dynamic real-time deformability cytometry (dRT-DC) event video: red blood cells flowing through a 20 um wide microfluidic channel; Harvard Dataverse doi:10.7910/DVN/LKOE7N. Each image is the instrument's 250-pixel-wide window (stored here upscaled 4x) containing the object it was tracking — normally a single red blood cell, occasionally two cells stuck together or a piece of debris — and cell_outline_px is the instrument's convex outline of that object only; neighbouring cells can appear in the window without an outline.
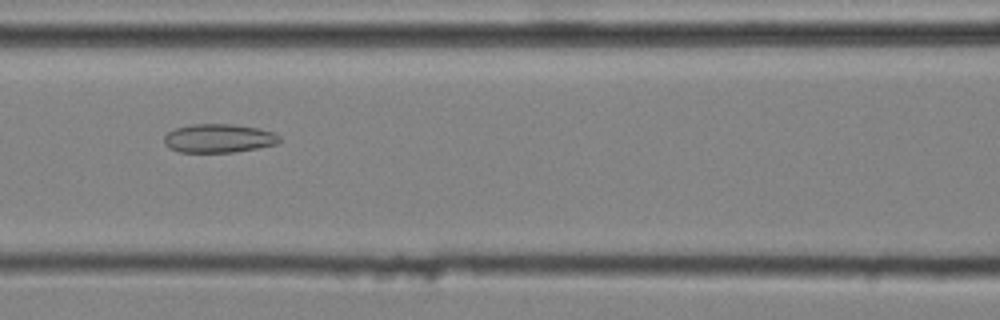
{"species": "common noctule bat (a hibernating species)", "species_latin": "Nyctalus noctula", "temperature_condition": "cold", "stored_images_in_passage": 43, "camera_frame_rate_fps": 3000, "um_per_image_px": 0.085, "animal": {"sex": "male", "body_mass_g": 20.4}, "frame": {"image": 1, "passage_image": 21, "time_ms": 6.667, "image_size_px": [1000, 320], "cell_outline_px": [[280, 140], [276, 144], [236, 152], [180, 152], [168, 148], [164, 144], [164, 136], [168, 132], [176, 128], [192, 124], [232, 124], [260, 128], [272, 132], [280, 136]], "centroid_in_image_um": [18.57, 11.75], "position_along_channel_um": 148.0, "area_um2": 19.31}}
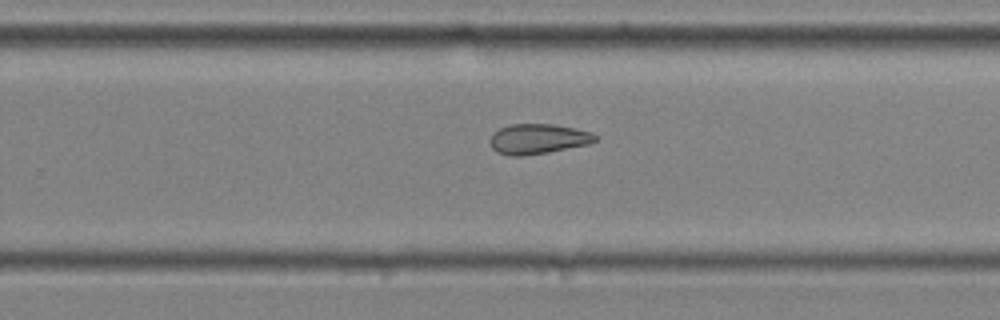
{"frame": {"image": 2, "passage_image": 31, "time_ms": 10.0, "image_size_px": [1000, 320], "cell_outline_px": [[600, 136], [596, 140], [588, 144], [548, 152], [524, 156], [508, 156], [496, 152], [492, 148], [488, 140], [492, 132], [508, 124], [552, 124], [592, 132]], "centroid_in_image_um": [45.68, 11.81], "position_along_channel_um": 284.1, "area_um2": 18.67}}
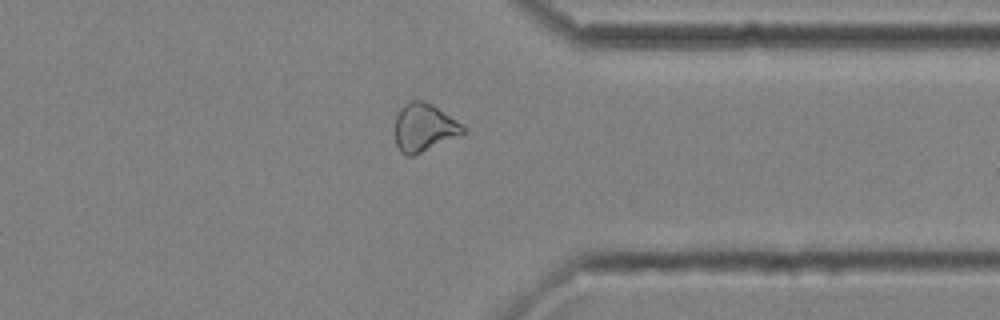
{"frame": {"image": 3, "passage_image": 38, "time_ms": 12.333, "image_size_px": [1000, 320], "cell_outline_px": [[468, 132], [464, 136], [412, 156], [408, 156], [400, 152], [396, 144], [396, 116], [400, 108], [404, 104], [412, 100], [424, 100], [432, 104], [456, 120]], "centroid_in_image_um": [36.08, 10.86], "position_along_channel_um": 375.3, "area_um2": 19.31}, "authors_computed_cell_mechanics": {"area_um2": 20.2878, "velocity_mm_per_s": 4.094, "shape_relaxation_time_tau1_ms": null, "shape_relaxation_time_tau2_ms": 2.7684, "deformation_change_tau1": null, "deformation_change_tau2": 0.1013}}